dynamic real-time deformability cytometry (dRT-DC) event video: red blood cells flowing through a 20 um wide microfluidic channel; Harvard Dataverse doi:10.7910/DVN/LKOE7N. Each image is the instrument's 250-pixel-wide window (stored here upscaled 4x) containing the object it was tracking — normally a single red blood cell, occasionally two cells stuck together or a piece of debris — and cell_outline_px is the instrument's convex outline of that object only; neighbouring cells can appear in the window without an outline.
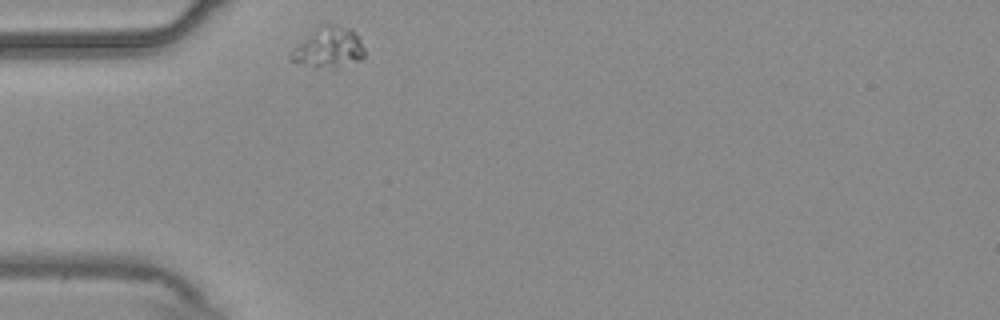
{"species": "common noctule bat (a hibernating species)", "species_latin": "Nyctalus noctula", "temperature_condition": "warm", "stored_images_in_passage": 33, "camera_frame_rate_fps": 3000, "um_per_image_px": 0.085, "animal": {"sex": "male", "body_mass_g": 20.4}, "frame": {"image": 1, "passage_image": 1, "time_ms": 0.0, "image_size_px": [1000, 320], "cell_outline_px": [[364, 56], [360, 60], [336, 64], [316, 64], [288, 60], [288, 56], [320, 24], [332, 24], [352, 28], [356, 32], [364, 48]], "centroid_in_image_um": [28.0, 3.93], "position_along_channel_um": 57.0, "area_um2": 15.95}}
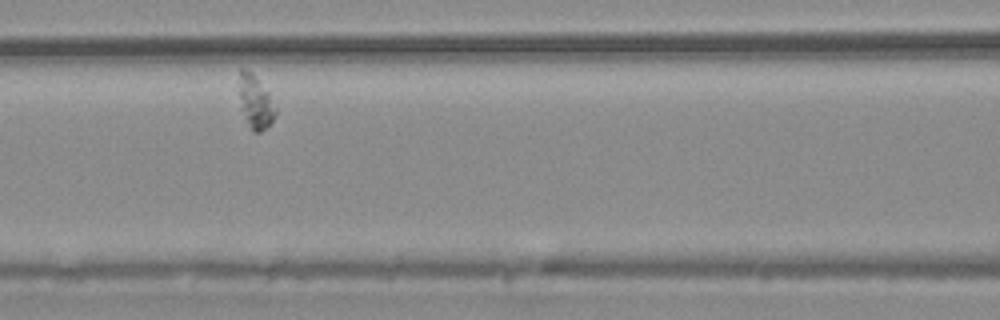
{"frame": {"image": 2, "passage_image": 10, "time_ms": 3.0, "image_size_px": [1000, 320], "cell_outline_px": [[276, 116], [260, 132], [252, 132], [240, 108], [240, 68], [244, 68], [252, 72], [268, 92], [276, 108]], "centroid_in_image_um": [21.71, 8.66], "position_along_channel_um": 144.9, "area_um2": 11.1}}
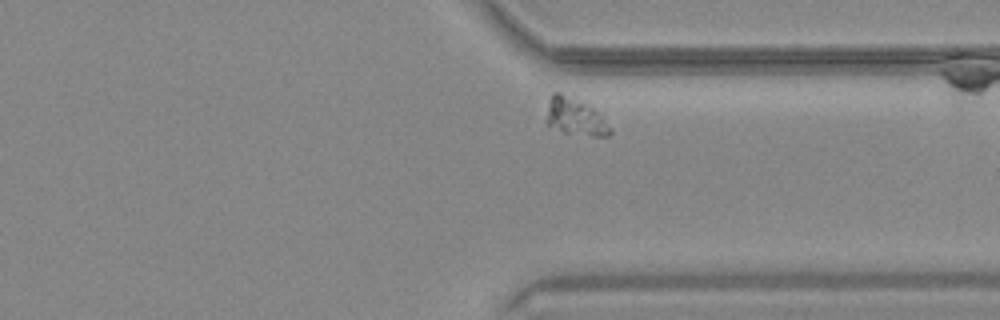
{"frame": {"image": 3, "passage_image": 30, "time_ms": 9.667, "image_size_px": [1000, 320], "cell_outline_px": [[612, 132], [608, 136], [592, 136], [564, 132], [544, 124], [544, 120], [552, 92], [560, 92], [592, 108], [612, 128]], "centroid_in_image_um": [48.84, 9.96], "position_along_channel_um": 362.6, "area_um2": 13.58}}